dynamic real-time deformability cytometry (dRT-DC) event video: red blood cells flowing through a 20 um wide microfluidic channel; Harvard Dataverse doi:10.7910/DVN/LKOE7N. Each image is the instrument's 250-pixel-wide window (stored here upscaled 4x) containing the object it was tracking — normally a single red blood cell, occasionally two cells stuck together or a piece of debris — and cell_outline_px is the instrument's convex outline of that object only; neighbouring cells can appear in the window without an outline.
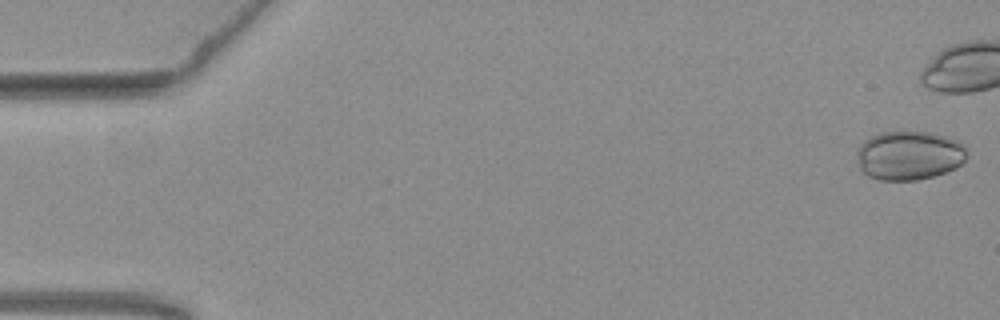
{"species": "common noctule bat (a hibernating species)", "species_latin": "Nyctalus noctula", "temperature_condition": "warm", "stored_images_in_passage": 43, "camera_frame_rate_fps": 3000, "um_per_image_px": 0.085, "animal": {"sex": "female", "body_mass_g": 19.3, "forearm_length_mm": 54.1}, "frame": {"image": 1, "passage_image": 1, "time_ms": 0.0, "image_size_px": [1000, 320], "cell_outline_px": [[968, 148], [964, 160], [956, 168], [932, 176], [916, 180], [880, 180], [868, 176], [860, 168], [856, 152], [856, 148], [864, 140], [880, 132], [928, 132], [944, 136]], "centroid_in_image_um": [77.23, 13.21], "position_along_channel_um": 7.8, "area_um2": 31.21}}
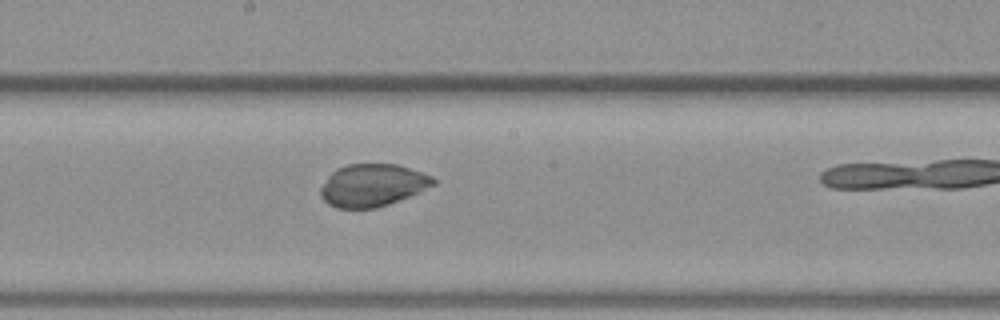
{"frame": {"image": 2, "passage_image": 29, "time_ms": 9.333, "image_size_px": [1000, 320], "cell_outline_px": [[436, 184], [420, 192], [388, 204], [376, 208], [336, 208], [328, 204], [320, 196], [320, 188], [328, 176], [336, 168], [348, 164], [396, 164], [432, 176], [436, 180]], "centroid_in_image_um": [31.65, 15.75], "position_along_channel_um": 216.6, "area_um2": 27.86}}
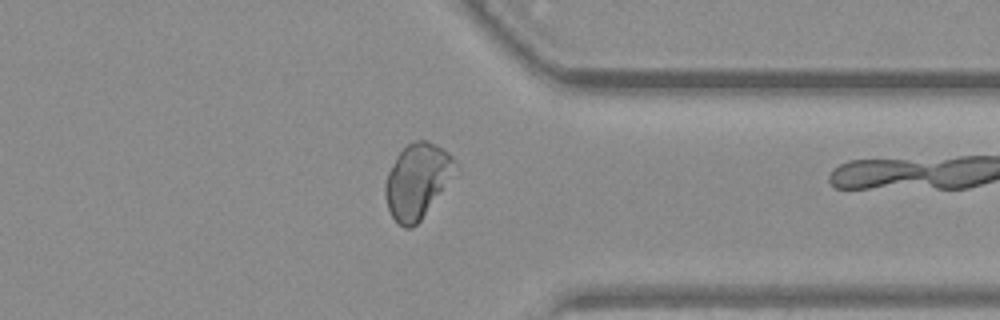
{"frame": {"image": 3, "passage_image": 42, "time_ms": 13.667, "image_size_px": [1000, 320], "cell_outline_px": [[460, 172], [420, 220], [412, 228], [404, 228], [392, 216], [388, 208], [384, 192], [384, 184], [388, 172], [400, 152], [408, 144], [416, 140], [428, 140], [448, 152], [452, 156], [460, 168]], "centroid_in_image_um": [35.54, 15.37], "position_along_channel_um": 375.9, "area_um2": 30.92}}